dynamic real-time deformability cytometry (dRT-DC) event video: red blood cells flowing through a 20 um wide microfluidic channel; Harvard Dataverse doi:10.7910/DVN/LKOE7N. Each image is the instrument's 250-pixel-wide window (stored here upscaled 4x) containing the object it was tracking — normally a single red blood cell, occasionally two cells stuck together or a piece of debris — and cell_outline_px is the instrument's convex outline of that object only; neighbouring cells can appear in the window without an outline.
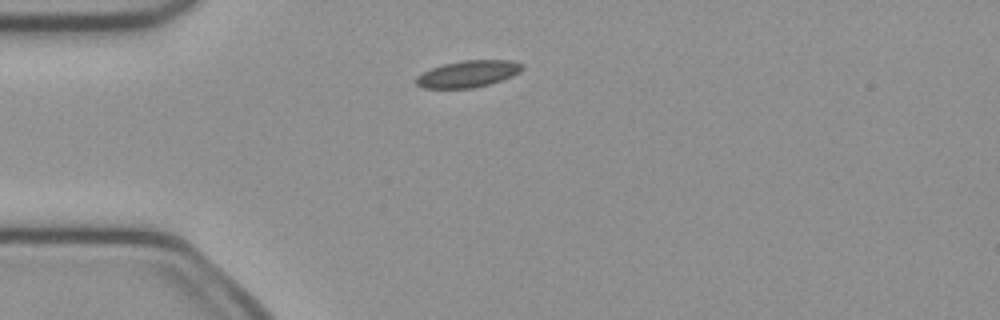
{"species": "common noctule bat (a hibernating species)", "species_latin": "Nyctalus noctula", "temperature_condition": "cold", "stored_images_in_passage": 33, "camera_frame_rate_fps": 3000, "um_per_image_px": 0.085, "animal": {"sex": "female", "body_mass_g": 21.9}, "frame": {"image": 1, "passage_image": 1, "time_ms": 0.0, "image_size_px": [1000, 320], "cell_outline_px": [[524, 68], [520, 72], [512, 76], [488, 84], [472, 88], [424, 88], [416, 84], [416, 76], [432, 68], [444, 64], [460, 60], [512, 60], [524, 64]], "centroid_in_image_um": [39.81, 6.27], "position_along_channel_um": 45.2, "area_um2": 16.47}}
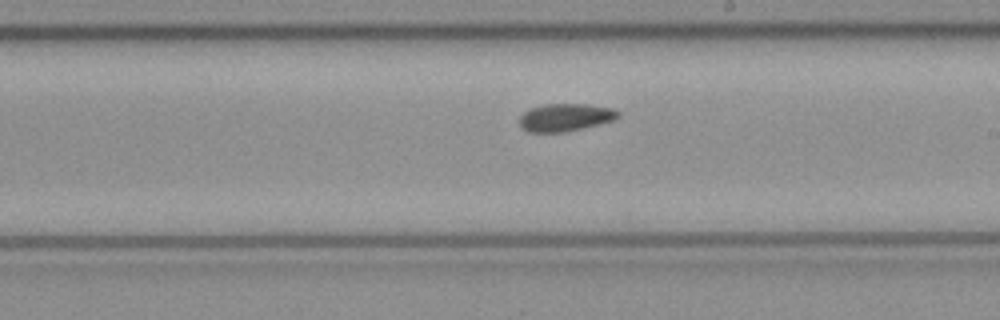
{"frame": {"image": 2, "passage_image": 17, "time_ms": 5.333, "image_size_px": [1000, 320], "cell_outline_px": [[620, 116], [612, 120], [584, 128], [564, 132], [528, 132], [520, 124], [520, 116], [524, 112], [532, 108], [544, 104], [588, 104], [616, 108], [620, 112]], "centroid_in_image_um": [48.1, 9.97], "position_along_channel_um": 240.9, "area_um2": 15.9}}
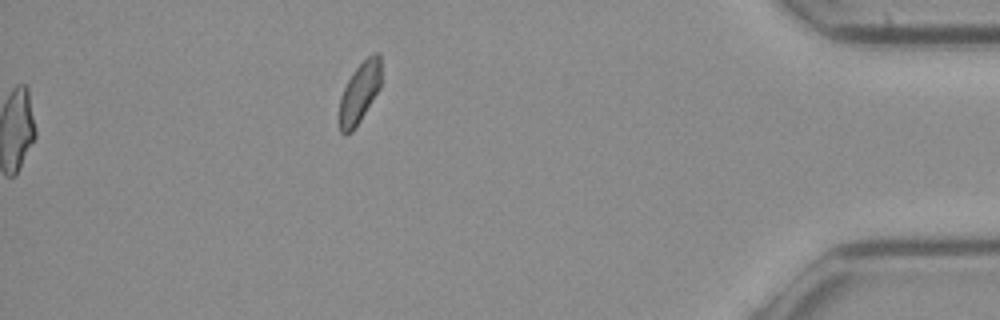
{"frame": {"image": 3, "passage_image": 33, "time_ms": 10.667, "image_size_px": [1000, 320], "cell_outline_px": [[380, 88], [360, 120], [352, 132], [344, 136], [340, 132], [340, 96], [352, 72], [372, 52], [380, 52]], "centroid_in_image_um": [30.56, 7.87], "position_along_channel_um": 404.6, "area_um2": 14.68}, "authors_computed_cell_mechanics": {"area_um2": 16.1262, "velocity_mm_per_s": 4.0013, "shape_relaxation_time_tau1_ms": 9.5471, "shape_relaxation_time_tau2_ms": 7.1987, "deformation_change_tau1": 0.1235, "deformation_change_tau2": 0.0867}}